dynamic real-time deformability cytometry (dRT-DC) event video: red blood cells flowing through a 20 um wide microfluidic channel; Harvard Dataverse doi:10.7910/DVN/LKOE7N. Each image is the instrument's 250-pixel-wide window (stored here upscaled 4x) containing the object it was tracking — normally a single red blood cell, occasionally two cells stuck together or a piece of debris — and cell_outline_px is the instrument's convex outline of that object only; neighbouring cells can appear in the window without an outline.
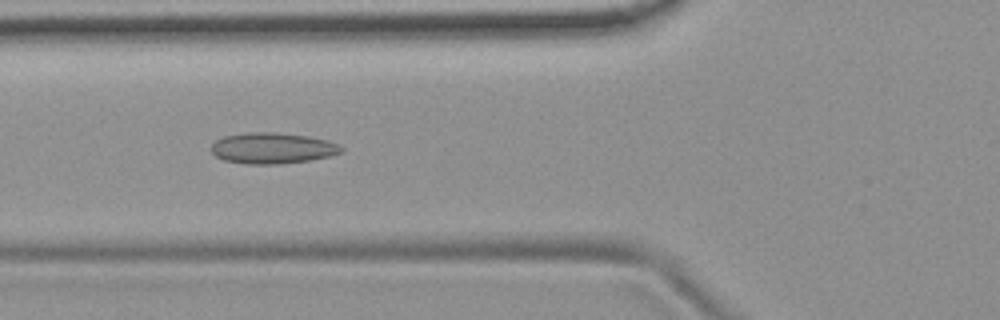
{"species": "common noctule bat (a hibernating species)", "species_latin": "Nyctalus noctula", "temperature_condition": "room temperature", "stored_images_in_passage": 42, "camera_frame_rate_fps": 3000, "um_per_image_px": 0.085, "animal": {"sex": "female", "body_mass_g": 19.9}, "frame": {"image": 1, "passage_image": 8, "time_ms": 2.333, "image_size_px": [1000, 320], "cell_outline_px": [[344, 152], [332, 156], [308, 160], [280, 164], [244, 164], [224, 160], [216, 156], [212, 152], [212, 144], [216, 140], [224, 136], [248, 132], [276, 132], [308, 136], [328, 140], [340, 144], [344, 148]], "centroid_in_image_um": [23.21, 12.59], "position_along_channel_um": 102.6, "area_um2": 23.7}}
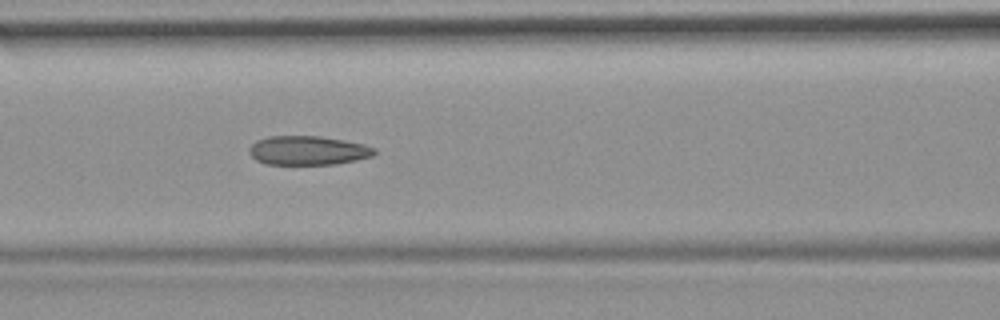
{"frame": {"image": 2, "passage_image": 11, "time_ms": 3.333, "image_size_px": [1000, 320], "cell_outline_px": [[376, 152], [372, 156], [356, 160], [336, 164], [264, 164], [256, 160], [248, 152], [248, 148], [256, 140], [268, 136], [320, 136], [344, 140], [364, 144], [376, 148]], "centroid_in_image_um": [26.16, 12.78], "position_along_channel_um": 140.4, "area_um2": 21.33}}
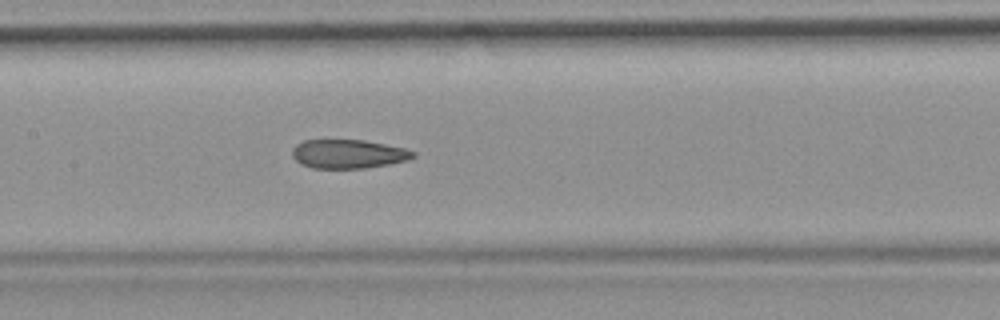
{"frame": {"image": 3, "passage_image": 14, "time_ms": 4.333, "image_size_px": [1000, 320], "cell_outline_px": [[416, 156], [408, 160], [388, 164], [364, 168], [312, 168], [300, 164], [292, 156], [292, 148], [296, 144], [304, 140], [364, 140], [404, 148], [416, 152]], "centroid_in_image_um": [29.59, 13.08], "position_along_channel_um": 177.8, "area_um2": 20.35}, "authors_computed_cell_mechanics": {"area_um2": 21.3282, "velocity_mm_per_s": 3.7535, "shape_relaxation_time_tau1_ms": null, "shape_relaxation_time_tau2_ms": 2.215, "deformation_change_tau1": null, "deformation_change_tau2": 0.0961}}